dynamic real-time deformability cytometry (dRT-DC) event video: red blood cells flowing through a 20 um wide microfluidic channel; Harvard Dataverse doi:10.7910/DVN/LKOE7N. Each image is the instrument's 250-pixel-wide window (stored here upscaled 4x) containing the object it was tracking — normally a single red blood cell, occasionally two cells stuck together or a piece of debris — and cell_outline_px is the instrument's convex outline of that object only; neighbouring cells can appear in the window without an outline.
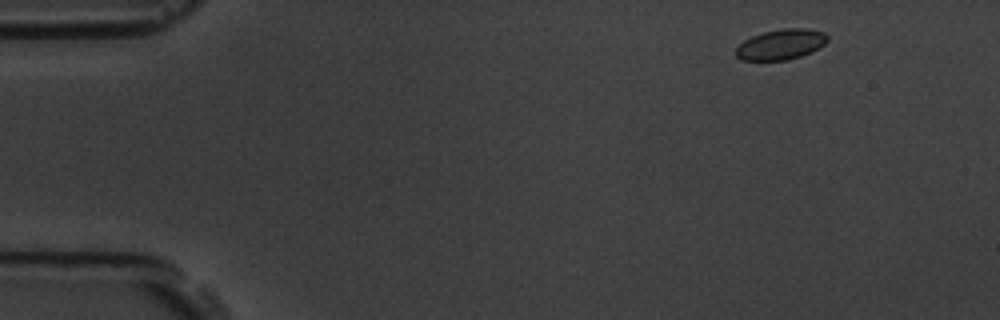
{"species": "common noctule bat (a hibernating species)", "species_latin": "Nyctalus noctula", "temperature_condition": "room temperature", "stored_images_in_passage": 4, "camera_frame_rate_fps": 3000, "um_per_image_px": 0.085, "animal": {"sex": "male", "body_mass_g": 19.5, "forearm_length_mm": 54.6}, "frame": {"image": 1, "passage_image": 1, "time_ms": 0.0, "image_size_px": [1000, 320], "cell_outline_px": [[828, 40], [824, 44], [812, 52], [788, 60], [740, 60], [736, 56], [736, 48], [744, 40], [752, 36], [764, 32], [784, 28], [804, 28], [824, 32], [828, 36]], "centroid_in_image_um": [66.38, 3.78], "position_along_channel_um": 18.6, "area_um2": 16.18}}